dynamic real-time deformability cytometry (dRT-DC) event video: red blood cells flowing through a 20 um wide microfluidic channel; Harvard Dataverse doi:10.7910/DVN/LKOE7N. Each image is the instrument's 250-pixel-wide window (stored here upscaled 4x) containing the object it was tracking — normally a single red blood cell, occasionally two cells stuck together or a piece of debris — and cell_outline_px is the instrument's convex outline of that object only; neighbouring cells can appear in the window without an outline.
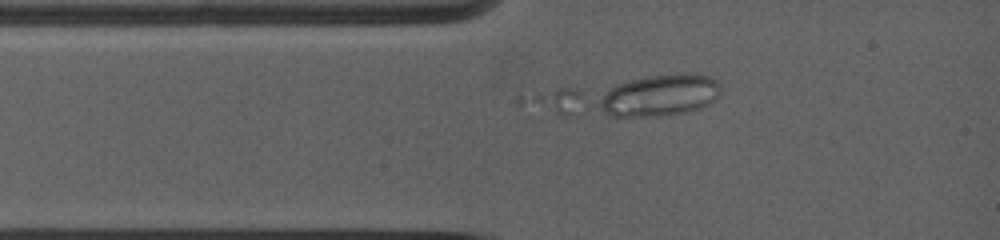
{"species": "common noctule bat (a hibernating species)", "species_latin": "Nyctalus noctula", "temperature_condition": "warm", "stored_images_in_passage": 4, "camera_frame_rate_fps": 5000, "um_per_image_px": 0.085, "animal": {"sex": "female", "body_mass_g": 19.0, "forearm_length_mm": 53.3}, "frame": {"image": 1, "passage_image": 4, "time_ms": 1.4, "image_size_px": [1000, 240], "cell_outline_px": [[580, 96], [572, 116], [548, 116], [516, 108], [516, 100], [520, 92], [556, 88], [572, 88], [580, 92]], "centroid_in_image_um": [46.7, 8.63], "position_along_channel_um": 38.3, "area_um2": 10.58}}